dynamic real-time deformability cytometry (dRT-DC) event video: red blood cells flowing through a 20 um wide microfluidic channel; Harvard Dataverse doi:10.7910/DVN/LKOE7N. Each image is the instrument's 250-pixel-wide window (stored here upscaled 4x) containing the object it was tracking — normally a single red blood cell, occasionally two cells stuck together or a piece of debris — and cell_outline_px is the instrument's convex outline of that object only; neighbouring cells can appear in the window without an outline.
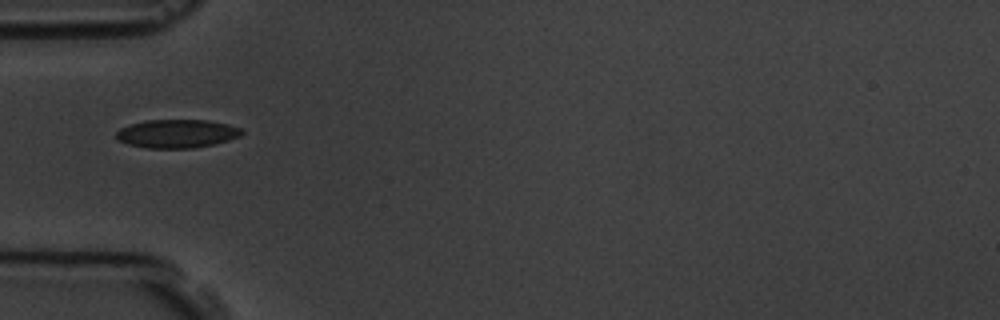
{"species": "common noctule bat (a hibernating species)", "species_latin": "Nyctalus noctula", "temperature_condition": "room temperature", "stored_images_in_passage": 3, "camera_frame_rate_fps": 3000, "um_per_image_px": 0.085, "animal": {"sex": "male", "body_mass_g": 19.5, "forearm_length_mm": 54.6}, "frame": {"image": 1, "passage_image": 1, "time_ms": 0.0, "image_size_px": [1000, 320], "cell_outline_px": [[244, 132], [240, 136], [228, 140], [212, 144], [192, 148], [148, 148], [128, 144], [116, 140], [116, 132], [120, 128], [132, 124], [148, 120], [208, 120], [228, 124], [240, 128]], "centroid_in_image_um": [15.03, 11.36], "position_along_channel_um": 70.0, "area_um2": 20.69}}
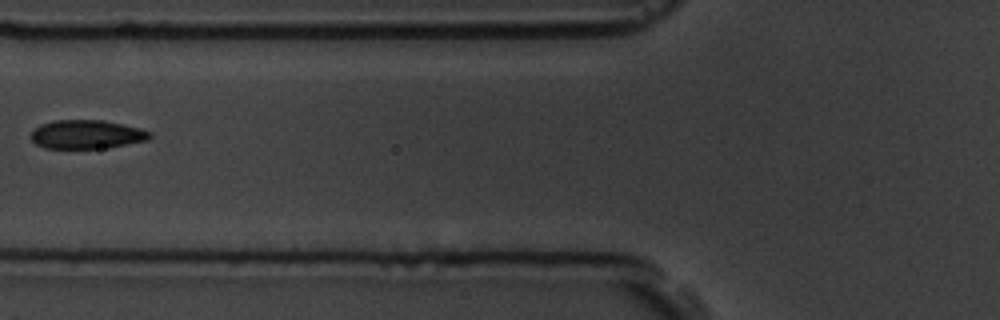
{"frame": {"image": 2, "passage_image": 2, "time_ms": 1.333, "image_size_px": [1000, 320], "cell_outline_px": [[152, 136], [148, 140], [108, 148], [44, 148], [36, 144], [28, 136], [40, 124], [56, 120], [104, 120], [124, 124], [140, 128], [152, 132]], "centroid_in_image_um": [7.39, 11.42], "position_along_channel_um": 118.4, "area_um2": 20.11}}
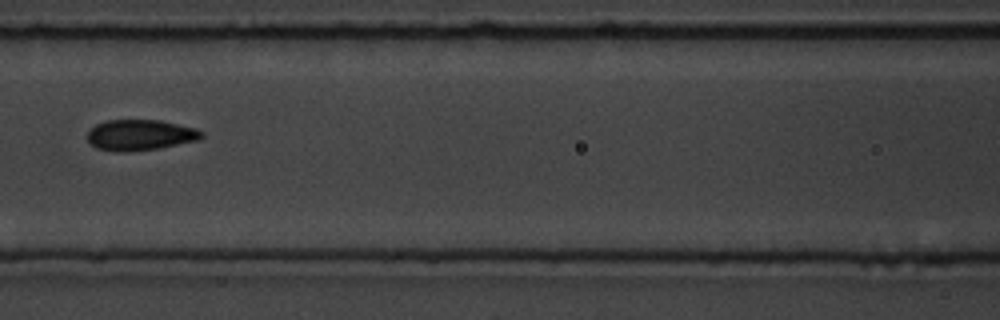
{"frame": {"image": 3, "passage_image": 3, "time_ms": 2.333, "image_size_px": [1000, 320], "cell_outline_px": [[204, 136], [200, 140], [156, 148], [120, 152], [116, 152], [96, 148], [88, 140], [88, 132], [96, 124], [104, 120], [160, 120], [196, 128], [204, 132]], "centroid_in_image_um": [11.93, 11.46], "position_along_channel_um": 154.7, "area_um2": 20.4}}